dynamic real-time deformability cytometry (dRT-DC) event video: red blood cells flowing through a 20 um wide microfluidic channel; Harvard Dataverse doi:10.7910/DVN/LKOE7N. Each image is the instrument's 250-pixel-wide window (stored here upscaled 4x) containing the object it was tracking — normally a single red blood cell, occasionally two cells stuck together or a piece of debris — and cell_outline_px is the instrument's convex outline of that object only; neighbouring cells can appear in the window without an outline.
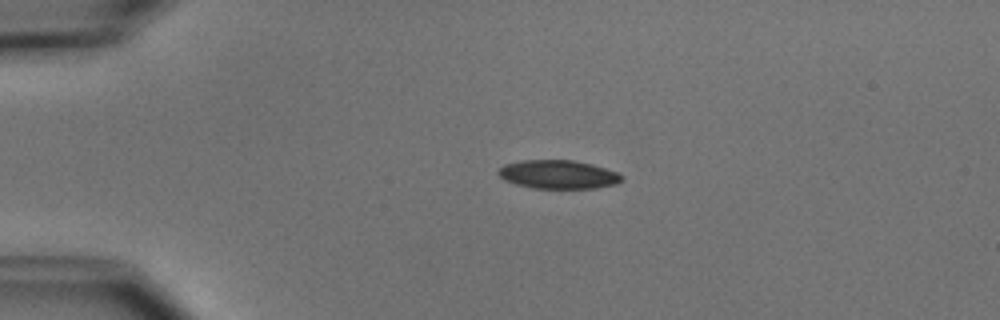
{"species": "common noctule bat (a hibernating species)", "species_latin": "Nyctalus noctula", "temperature_condition": "cold", "stored_images_in_passage": 4, "camera_frame_rate_fps": 3000, "um_per_image_px": 0.085, "animal": {"sex": "male", "body_mass_g": 15.6}, "frame": {"image": 1, "passage_image": 3, "time_ms": 2.333, "image_size_px": [1000, 320], "cell_outline_px": [[624, 180], [616, 184], [596, 188], [532, 188], [516, 184], [504, 180], [496, 172], [504, 164], [520, 160], [572, 160], [592, 164], [616, 172], [624, 176]], "centroid_in_image_um": [47.44, 14.83], "position_along_channel_um": 37.6, "area_um2": 20.63}}